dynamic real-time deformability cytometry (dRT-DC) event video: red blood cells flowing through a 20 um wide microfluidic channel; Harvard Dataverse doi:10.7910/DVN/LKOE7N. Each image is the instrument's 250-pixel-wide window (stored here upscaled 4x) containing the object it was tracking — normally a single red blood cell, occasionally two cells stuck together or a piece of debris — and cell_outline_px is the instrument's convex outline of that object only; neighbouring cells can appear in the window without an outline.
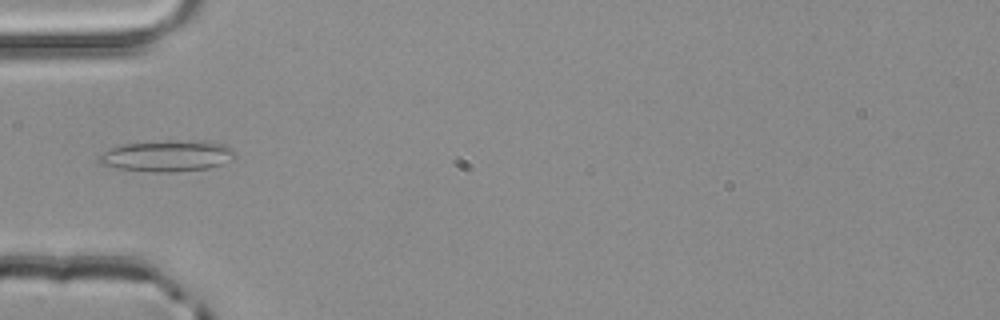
{"species": "common noctule bat (a hibernating species)", "species_latin": "Nyctalus noctula", "temperature_condition": "room temperature", "stored_images_in_passage": 3, "camera_frame_rate_fps": 3000, "um_per_image_px": 0.085, "animal": {"sex": "male", "body_mass_g": 20.4}, "frame": {"image": 1, "passage_image": 3, "time_ms": 0.667, "image_size_px": [1000, 320], "cell_outline_px": [[236, 156], [220, 164], [208, 168], [168, 172], [152, 172], [116, 168], [100, 164], [96, 160], [104, 152], [112, 148], [124, 144], [176, 140], [224, 144], [232, 148], [236, 152]], "centroid_in_image_um": [14.18, 13.26], "position_along_channel_um": 70.8, "area_um2": 24.28}}